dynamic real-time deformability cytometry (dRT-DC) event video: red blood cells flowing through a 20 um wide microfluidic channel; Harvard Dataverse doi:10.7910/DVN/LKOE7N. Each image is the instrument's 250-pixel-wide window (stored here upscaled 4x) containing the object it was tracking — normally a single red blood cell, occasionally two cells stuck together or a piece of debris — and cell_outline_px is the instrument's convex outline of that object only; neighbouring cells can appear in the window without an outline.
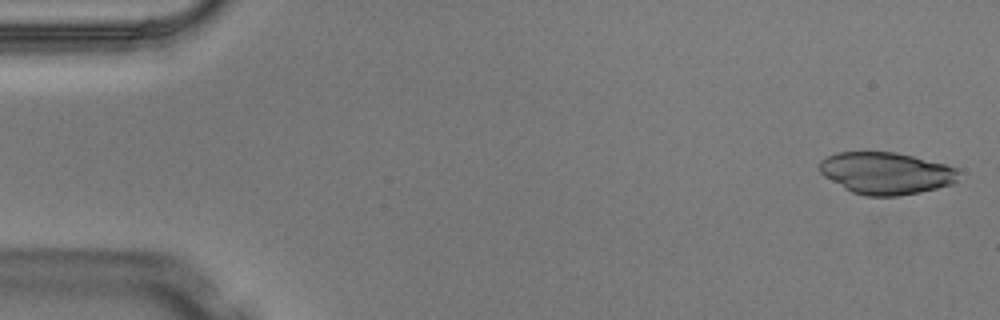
{"species": "Egyptian fruit bat (a non-hibernating species)", "species_latin": "Rousettus aegyptiacus", "temperature_condition": "warm", "stored_images_in_passage": 5, "camera_frame_rate_fps": 3000, "um_per_image_px": 0.085, "animal": {"sex": "male"}, "frame": {"image": 1, "passage_image": 1, "time_ms": 0.0, "image_size_px": [1000, 320], "cell_outline_px": [[960, 172], [956, 180], [952, 184], [920, 192], [900, 196], [864, 196], [852, 192], [844, 188], [824, 176], [820, 172], [820, 160], [836, 152], [896, 152], [944, 164], [956, 168]], "centroid_in_image_um": [75.3, 14.72], "position_along_channel_um": 9.7, "area_um2": 33.93}}